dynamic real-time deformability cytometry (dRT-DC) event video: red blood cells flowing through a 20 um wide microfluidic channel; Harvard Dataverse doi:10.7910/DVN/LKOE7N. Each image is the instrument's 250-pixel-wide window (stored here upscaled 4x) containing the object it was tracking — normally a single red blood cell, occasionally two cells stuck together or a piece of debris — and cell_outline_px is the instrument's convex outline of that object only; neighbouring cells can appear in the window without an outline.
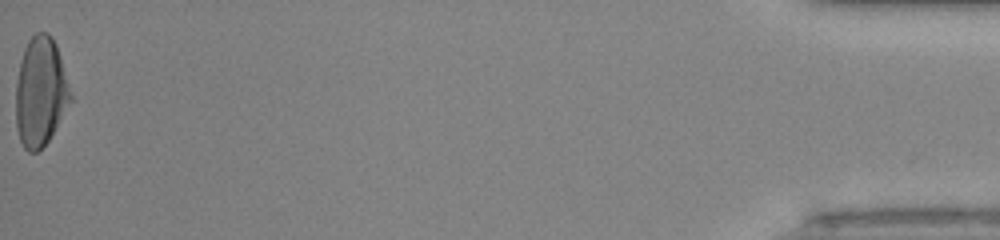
{"species": "human", "species_latin": "Homo sapiens", "temperature_condition": "room temperature", "stored_images_in_passage": 35, "camera_frame_rate_fps": 3000, "um_per_image_px": 0.085, "donor": {"sex": "male"}, "frame": {"image": 1, "passage_image": 35, "time_ms": 11.333, "image_size_px": [1000, 240], "cell_outline_px": [[72, 100], [48, 140], [36, 152], [28, 152], [24, 148], [20, 140], [16, 128], [16, 84], [20, 60], [24, 48], [28, 40], [36, 32], [48, 32], [52, 36], [56, 44], [60, 56], [72, 96]], "centroid_in_image_um": [3.43, 7.79], "position_along_channel_um": 431.8, "area_um2": 34.68}, "authors_computed_cell_mechanics": {"area_um2": 34.1598, "velocity_mm_per_s": 4.247, "shape_relaxation_time_tau1_ms": 4.8726, "shape_relaxation_time_tau2_ms": 1.0075, "deformation_change_tau1": 0.2127, "deformation_change_tau2": 0.0536}}